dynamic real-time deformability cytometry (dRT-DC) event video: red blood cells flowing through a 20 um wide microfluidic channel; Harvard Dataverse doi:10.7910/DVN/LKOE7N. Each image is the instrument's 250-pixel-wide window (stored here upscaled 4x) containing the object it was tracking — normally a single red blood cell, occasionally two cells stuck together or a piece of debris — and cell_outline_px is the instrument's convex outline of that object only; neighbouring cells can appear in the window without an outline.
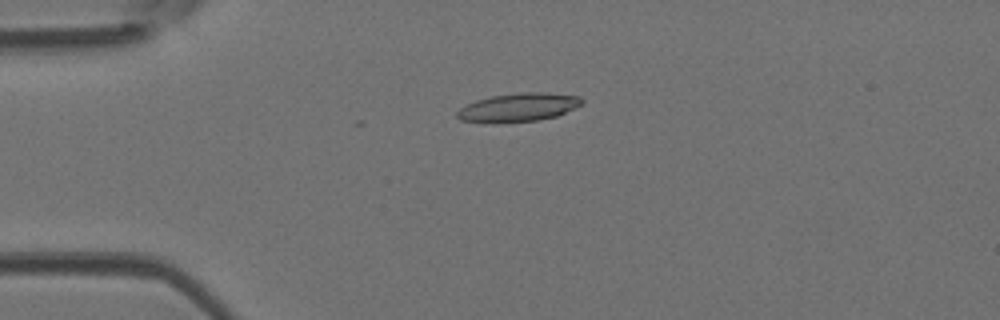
{"species": "Egyptian fruit bat (a non-hibernating species)", "species_latin": "Rousettus aegyptiacus", "temperature_condition": "room temperature", "stored_images_in_passage": 34, "camera_frame_rate_fps": 3000, "um_per_image_px": 0.085, "animal": {"sex": "female"}, "frame": {"image": 1, "passage_image": 13, "time_ms": 4.0, "image_size_px": [1000, 320], "cell_outline_px": [[584, 100], [580, 104], [556, 116], [540, 120], [496, 124], [460, 120], [456, 116], [456, 112], [460, 108], [476, 100], [492, 96], [520, 92], [548, 92], [580, 96]], "centroid_in_image_um": [44.03, 9.14], "position_along_channel_um": 41.0, "area_um2": 20.87}}
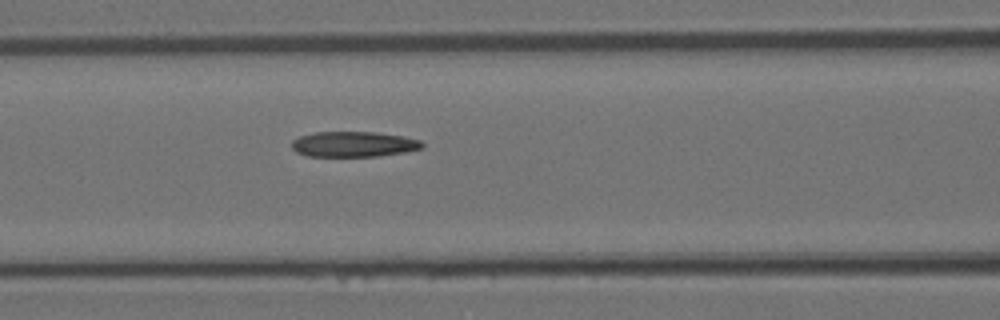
{"frame": {"image": 2, "passage_image": 22, "time_ms": 7.0, "image_size_px": [1000, 320], "cell_outline_px": [[424, 148], [404, 152], [380, 156], [308, 156], [296, 152], [292, 148], [292, 140], [300, 136], [316, 132], [376, 132], [404, 136], [420, 140], [424, 144]], "centroid_in_image_um": [30.08, 12.25], "position_along_channel_um": 136.5, "area_um2": 19.36}}
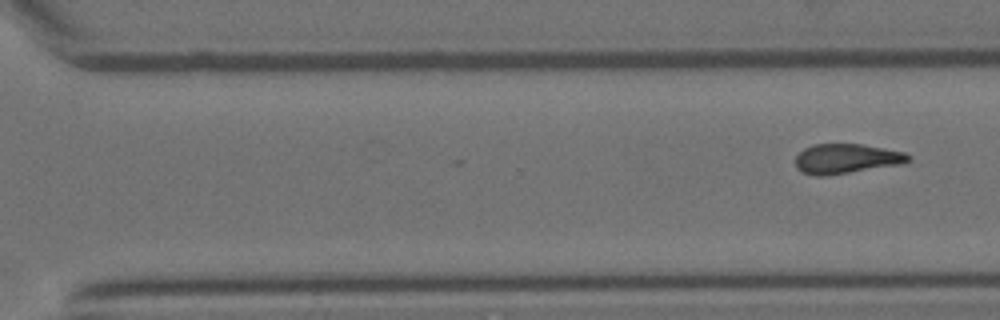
{"frame": {"image": 3, "passage_image": 34, "time_ms": 11.0, "image_size_px": [1000, 320], "cell_outline_px": [[912, 160], [900, 164], [824, 176], [816, 176], [800, 172], [796, 168], [796, 156], [804, 148], [812, 144], [860, 144], [884, 148], [904, 152], [912, 156]], "centroid_in_image_um": [71.92, 13.49], "position_along_channel_um": 298.7, "area_um2": 19.54}}